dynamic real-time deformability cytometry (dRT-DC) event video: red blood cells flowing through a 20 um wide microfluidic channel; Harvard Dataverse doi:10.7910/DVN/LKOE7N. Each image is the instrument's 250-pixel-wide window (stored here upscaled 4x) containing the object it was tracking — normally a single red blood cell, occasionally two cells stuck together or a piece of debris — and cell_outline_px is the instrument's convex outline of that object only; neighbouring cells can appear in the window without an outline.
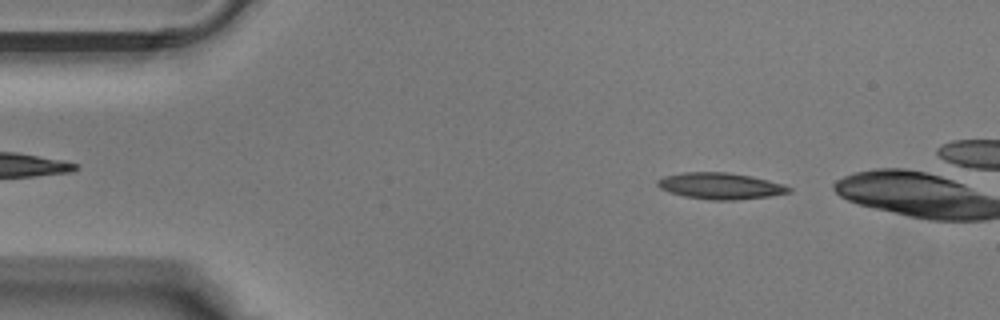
{"species": "Egyptian fruit bat (a non-hibernating species)", "species_latin": "Rousettus aegyptiacus", "temperature_condition": "warm", "stored_images_in_passage": 7, "camera_frame_rate_fps": 3000, "um_per_image_px": 0.085, "animal": {"sex": "male"}, "frame": {"image": 1, "passage_image": 5, "time_ms": 1.333, "image_size_px": [1000, 320], "cell_outline_px": [[784, 188], [780, 192], [756, 196], [696, 196], [676, 192], [660, 184], [664, 180], [676, 176], [740, 176], [760, 180]], "centroid_in_image_um": [61.21, 15.82], "position_along_channel_um": 23.8, "area_um2": 14.16}}